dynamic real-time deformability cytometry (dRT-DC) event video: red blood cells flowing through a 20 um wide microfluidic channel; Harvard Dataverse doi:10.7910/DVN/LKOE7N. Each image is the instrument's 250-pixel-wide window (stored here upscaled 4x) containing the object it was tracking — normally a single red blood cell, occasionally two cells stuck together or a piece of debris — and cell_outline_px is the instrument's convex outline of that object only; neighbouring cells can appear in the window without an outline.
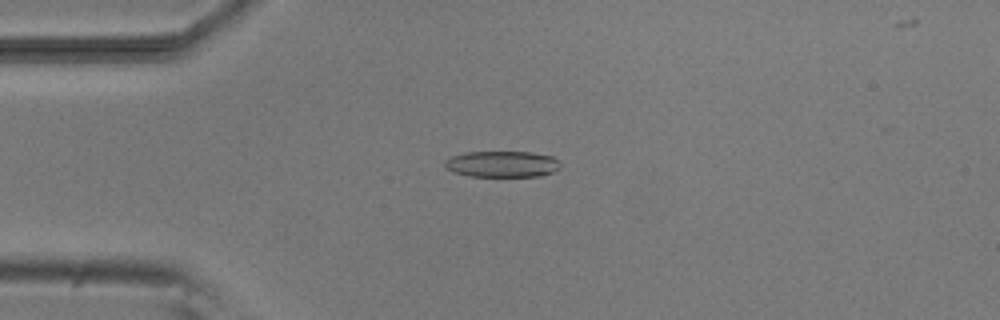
{"species": "common noctule bat (a hibernating species)", "species_latin": "Nyctalus noctula", "temperature_condition": "room temperature", "stored_images_in_passage": 6, "camera_frame_rate_fps": 3000, "um_per_image_px": 0.085, "animal": {"sex": "male", "body_mass_g": 20.5, "forearm_length_mm": 52.5}, "frame": {"image": 1, "passage_image": 4, "time_ms": 3.333, "image_size_px": [1000, 320], "cell_outline_px": [[560, 168], [556, 172], [540, 176], [468, 176], [452, 172], [444, 164], [444, 160], [452, 156], [464, 152], [528, 152], [552, 156], [560, 164]], "centroid_in_image_um": [42.68, 13.95], "position_along_channel_um": 42.3, "area_um2": 17.69}}
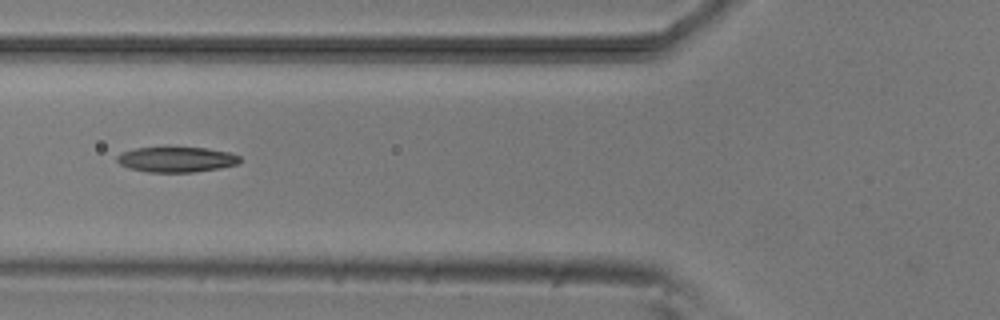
{"frame": {"image": 2, "passage_image": 6, "time_ms": 5.667, "image_size_px": [1000, 320], "cell_outline_px": [[240, 160], [236, 164], [220, 168], [192, 172], [148, 172], [128, 168], [120, 164], [116, 160], [116, 156], [120, 152], [136, 148], [208, 148], [228, 152], [240, 156]], "centroid_in_image_um": [14.96, 13.56], "position_along_channel_um": 110.8, "area_um2": 17.98}}